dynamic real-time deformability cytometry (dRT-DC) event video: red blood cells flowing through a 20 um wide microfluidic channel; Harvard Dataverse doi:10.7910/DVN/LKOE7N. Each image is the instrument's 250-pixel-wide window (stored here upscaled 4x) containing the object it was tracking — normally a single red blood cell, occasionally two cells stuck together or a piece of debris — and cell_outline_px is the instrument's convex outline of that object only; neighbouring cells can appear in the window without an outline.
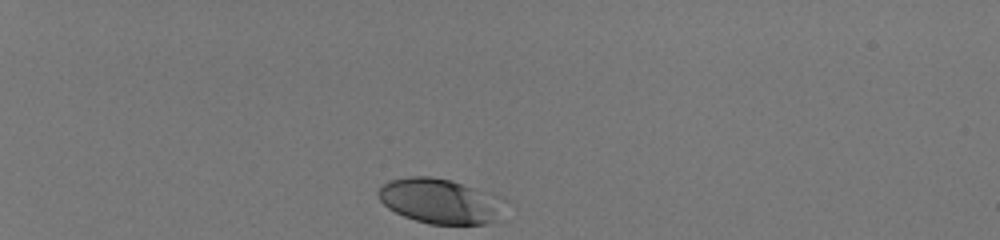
{"species": "human", "species_latin": "Homo sapiens", "temperature_condition": "room temperature", "stored_images_in_passage": 35, "camera_frame_rate_fps": 3000, "um_per_image_px": 0.085, "donor": {"sex": "male"}, "frame": {"image": 1, "passage_image": 1, "time_ms": 0.0, "image_size_px": [1000, 240], "cell_outline_px": [[512, 200], [500, 220], [488, 224], [428, 224], [404, 216], [388, 208], [380, 200], [376, 192], [388, 180], [408, 176], [428, 176], [452, 180], [504, 196]], "centroid_in_image_um": [37.58, 17.09], "position_along_channel_um": 47.4, "area_um2": 34.45}}
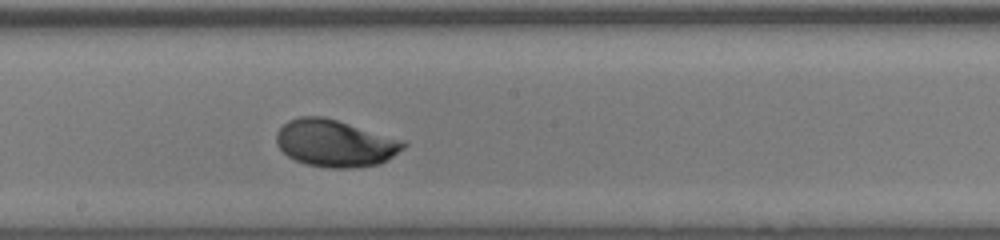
{"frame": {"image": 2, "passage_image": 20, "time_ms": 6.333, "image_size_px": [1000, 240], "cell_outline_px": [[408, 144], [404, 148], [380, 164], [356, 168], [324, 168], [304, 164], [288, 156], [276, 144], [276, 132], [288, 120], [300, 116], [324, 116], [404, 140]], "centroid_in_image_um": [28.48, 12.18], "position_along_channel_um": 219.7, "area_um2": 35.03}}
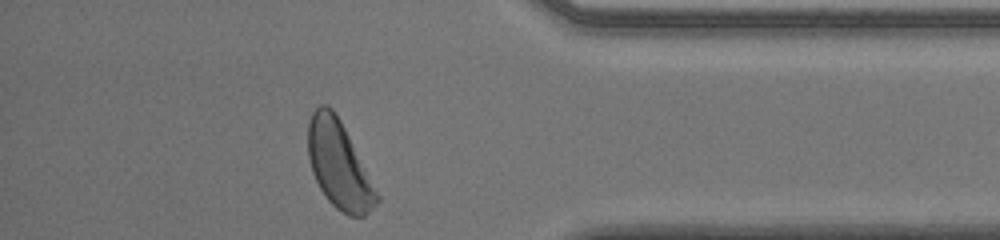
{"frame": {"image": 3, "passage_image": 35, "time_ms": 11.333, "image_size_px": [1000, 240], "cell_outline_px": [[380, 200], [364, 216], [348, 216], [336, 208], [328, 200], [320, 188], [312, 172], [308, 156], [308, 120], [312, 112], [320, 104], [328, 104], [332, 108], [340, 120], [380, 196]], "centroid_in_image_um": [28.79, 14.0], "position_along_channel_um": 406.4, "area_um2": 34.62}, "authors_computed_cell_mechanics": {"area_um2": 33.6974, "velocity_mm_per_s": 3.964, "shape_relaxation_time_tau1_ms": 3.4418, "shape_relaxation_time_tau2_ms": null, "deformation_change_tau1": 0.1647, "deformation_change_tau2": null}}